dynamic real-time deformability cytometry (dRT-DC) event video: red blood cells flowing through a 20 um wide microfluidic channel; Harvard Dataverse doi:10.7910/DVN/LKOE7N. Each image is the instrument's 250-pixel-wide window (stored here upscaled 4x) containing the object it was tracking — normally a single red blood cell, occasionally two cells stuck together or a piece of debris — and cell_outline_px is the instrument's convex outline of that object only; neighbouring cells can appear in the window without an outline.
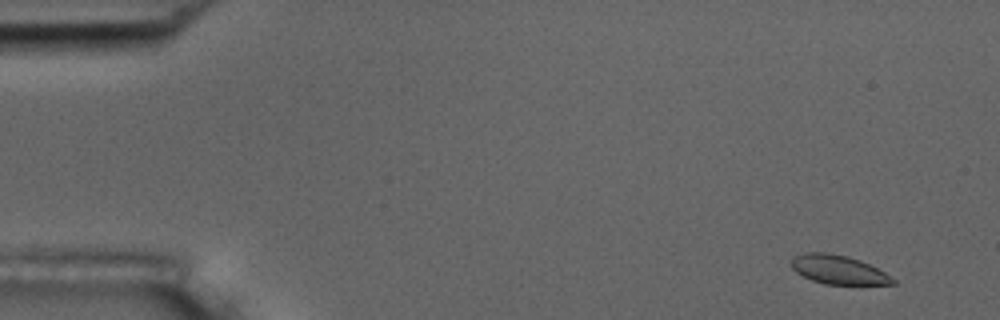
{"species": "common noctule bat (a hibernating species)", "species_latin": "Nyctalus noctula", "temperature_condition": "room temperature", "stored_images_in_passage": 4, "camera_frame_rate_fps": 3000, "um_per_image_px": 0.085, "animal": {"sex": "male", "body_mass_g": 17.5, "forearm_length_mm": 52.3}, "frame": {"image": 1, "passage_image": 1, "time_ms": 0.0, "image_size_px": [1000, 320], "cell_outline_px": [[896, 284], [824, 284], [812, 280], [796, 272], [792, 268], [792, 256], [804, 252], [824, 252], [848, 256], [860, 260], [884, 272], [896, 280]], "centroid_in_image_um": [71.23, 22.91], "position_along_channel_um": 13.8, "area_um2": 16.99}}
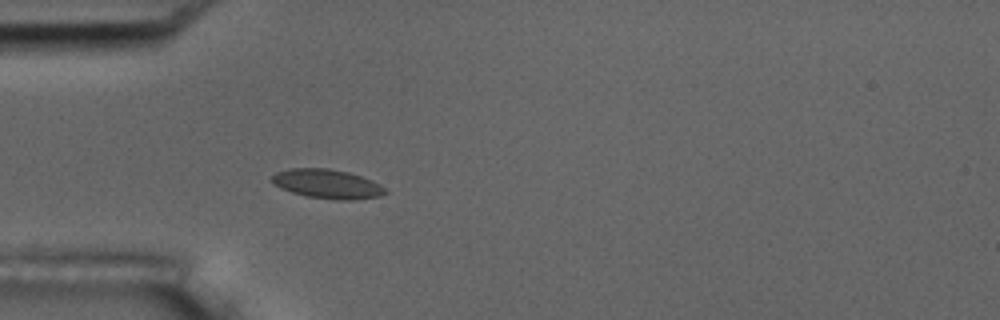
{"frame": {"image": 2, "passage_image": 4, "time_ms": 4.333, "image_size_px": [1000, 320], "cell_outline_px": [[388, 192], [380, 196], [352, 200], [336, 200], [308, 196], [292, 192], [280, 188], [272, 184], [268, 180], [276, 172], [288, 168], [328, 168], [348, 172], [372, 180], [380, 184]], "centroid_in_image_um": [27.78, 15.63], "position_along_channel_um": 57.2, "area_um2": 19.42}}